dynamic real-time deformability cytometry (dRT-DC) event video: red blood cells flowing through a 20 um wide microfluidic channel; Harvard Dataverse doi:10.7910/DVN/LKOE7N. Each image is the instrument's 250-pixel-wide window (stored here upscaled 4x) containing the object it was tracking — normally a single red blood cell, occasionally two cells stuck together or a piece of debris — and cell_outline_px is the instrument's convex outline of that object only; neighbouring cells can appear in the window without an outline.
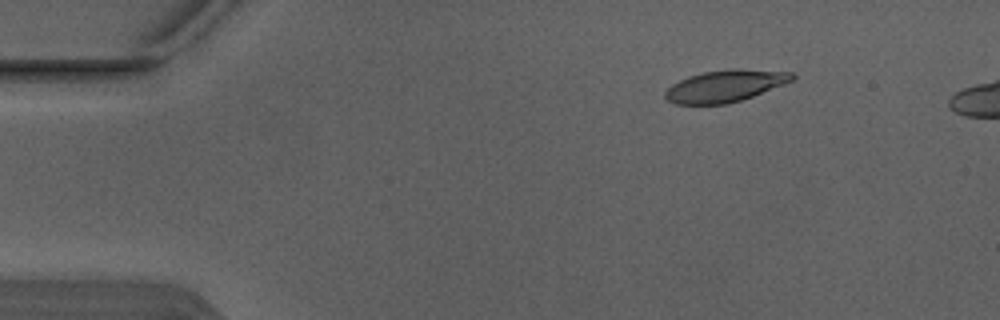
{"species": "Egyptian fruit bat (a non-hibernating species)", "species_latin": "Rousettus aegyptiacus", "temperature_condition": "warm", "stored_images_in_passage": 4, "camera_frame_rate_fps": 3000, "um_per_image_px": 0.085, "animal": {"sex": "male"}, "frame": {"image": 1, "passage_image": 2, "time_ms": 0.333, "image_size_px": [1000, 320], "cell_outline_px": [[796, 76], [792, 80], [752, 96], [728, 104], [676, 104], [668, 100], [664, 96], [664, 92], [672, 84], [688, 76], [704, 72], [732, 68], [736, 68], [792, 72]], "centroid_in_image_um": [61.61, 7.3], "position_along_channel_um": 23.4, "area_um2": 23.35}}